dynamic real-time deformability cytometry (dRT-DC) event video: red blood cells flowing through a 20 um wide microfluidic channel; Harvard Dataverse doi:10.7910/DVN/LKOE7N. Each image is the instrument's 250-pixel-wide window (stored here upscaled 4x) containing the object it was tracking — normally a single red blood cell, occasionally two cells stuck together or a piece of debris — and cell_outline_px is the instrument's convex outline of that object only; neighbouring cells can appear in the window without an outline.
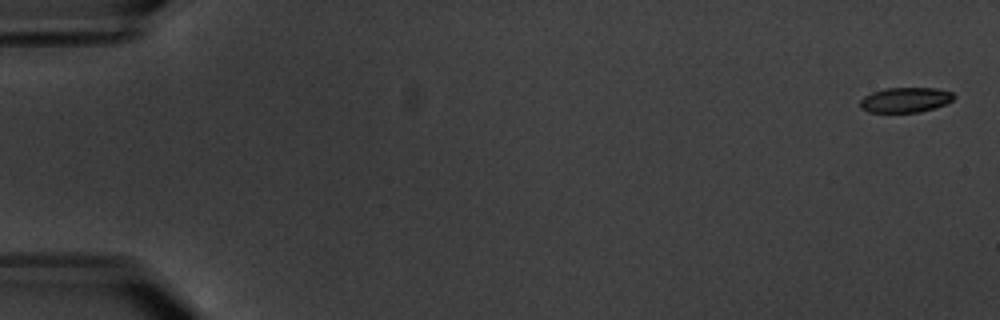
{"species": "common noctule bat (a hibernating species)", "species_latin": "Nyctalus noctula", "temperature_condition": "warm", "stored_images_in_passage": 6, "camera_frame_rate_fps": 3000, "um_per_image_px": 0.085, "animal": {"sex": "male", "body_mass_g": 20.1, "forearm_length_mm": 53.5}, "frame": {"image": 1, "passage_image": 1, "time_ms": 0.0, "image_size_px": [1000, 320], "cell_outline_px": [[956, 96], [948, 104], [920, 112], [868, 112], [860, 108], [860, 100], [864, 96], [872, 92], [884, 88], [936, 88], [952, 92]], "centroid_in_image_um": [76.97, 8.49], "position_along_channel_um": 8.0, "area_um2": 13.81}}
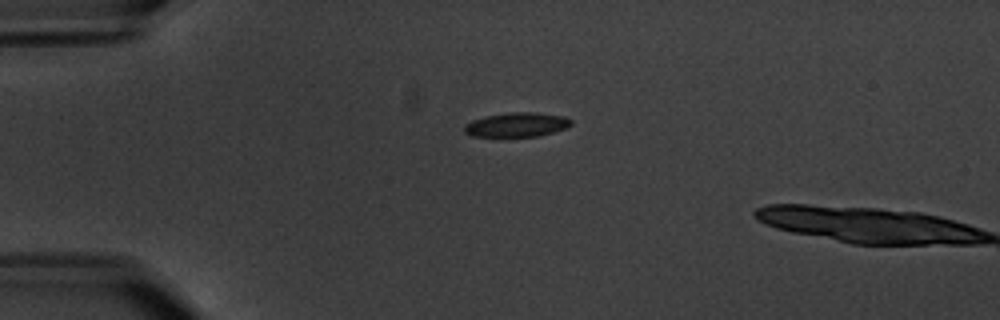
{"frame": {"image": 2, "passage_image": 5, "time_ms": 4.667, "image_size_px": [1000, 320], "cell_outline_px": [[572, 124], [568, 128], [536, 136], [472, 136], [464, 132], [464, 124], [472, 120], [484, 116], [512, 112], [536, 112], [564, 116], [572, 120]], "centroid_in_image_um": [43.93, 10.59], "position_along_channel_um": 41.1, "area_um2": 15.14}}